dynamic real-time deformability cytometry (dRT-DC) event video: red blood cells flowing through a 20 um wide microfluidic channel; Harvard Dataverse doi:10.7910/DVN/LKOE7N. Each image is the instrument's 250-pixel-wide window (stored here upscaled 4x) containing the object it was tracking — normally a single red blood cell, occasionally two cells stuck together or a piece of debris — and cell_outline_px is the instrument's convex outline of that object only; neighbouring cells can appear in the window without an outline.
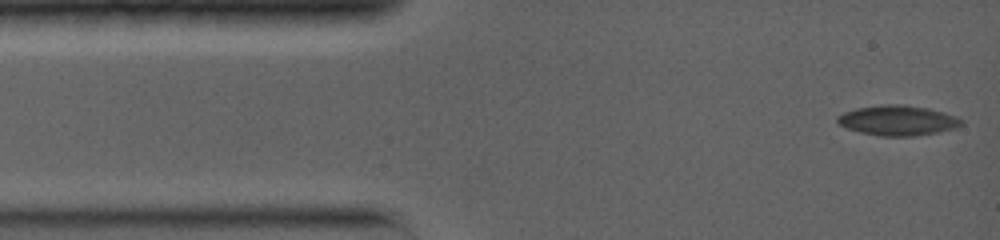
{"species": "common noctule bat (a hibernating species)", "species_latin": "Nyctalus noctula", "temperature_condition": "warm", "stored_images_in_passage": 12, "camera_frame_rate_fps": 5000, "um_per_image_px": 0.085, "animal": {"sex": "female", "body_mass_g": 19.0, "forearm_length_mm": 56.7}, "frame": {"image": 1, "passage_image": 1, "time_ms": 0.0, "image_size_px": [1000, 240], "cell_outline_px": [[964, 124], [956, 128], [916, 136], [880, 136], [860, 132], [848, 128], [840, 124], [836, 120], [836, 116], [844, 112], [856, 108], [880, 104], [904, 104], [928, 108], [944, 112], [956, 116]], "centroid_in_image_um": [76.3, 10.22], "position_along_channel_um": 8.7, "area_um2": 21.79}}
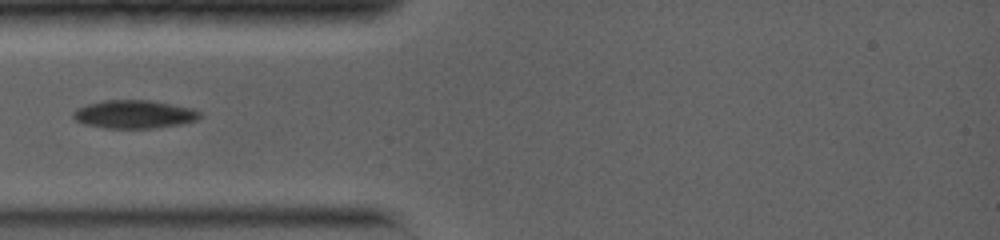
{"frame": {"image": 2, "passage_image": 7, "time_ms": 3.4, "image_size_px": [1000, 240], "cell_outline_px": [[204, 116], [196, 120], [180, 124], [156, 128], [104, 128], [84, 124], [76, 120], [72, 116], [72, 112], [76, 108], [88, 104], [104, 100], [148, 100], [192, 108], [200, 112]], "centroid_in_image_um": [11.4, 9.72], "position_along_channel_um": 73.6, "area_um2": 20.87}}
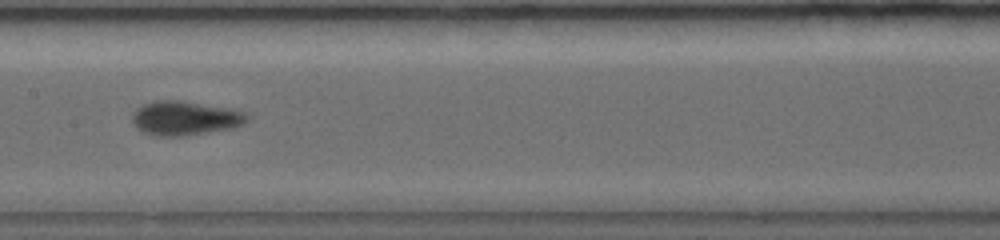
{"frame": {"image": 3, "passage_image": 11, "time_ms": 6.4, "image_size_px": [1000, 240], "cell_outline_px": [[248, 120], [244, 124], [232, 128], [180, 136], [156, 136], [140, 132], [132, 124], [132, 112], [136, 108], [144, 104], [156, 100], [180, 100], [232, 108], [244, 112], [248, 116]], "centroid_in_image_um": [15.68, 10.04], "position_along_channel_um": 191.7, "area_um2": 23.12}}